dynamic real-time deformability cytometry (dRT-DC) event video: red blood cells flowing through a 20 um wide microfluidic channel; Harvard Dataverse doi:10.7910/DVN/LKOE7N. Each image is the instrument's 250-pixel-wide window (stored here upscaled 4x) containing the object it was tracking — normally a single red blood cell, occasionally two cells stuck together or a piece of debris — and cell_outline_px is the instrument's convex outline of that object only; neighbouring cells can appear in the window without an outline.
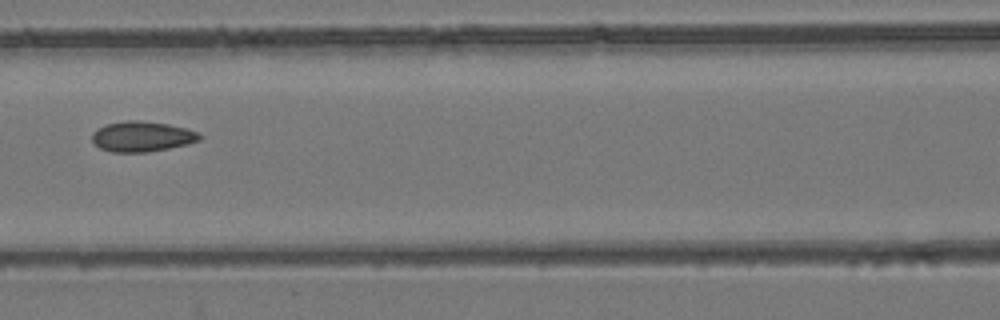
{"species": "common noctule bat (a hibernating species)", "species_latin": "Nyctalus noctula", "temperature_condition": "room temperature", "stored_images_in_passage": 4, "camera_frame_rate_fps": 3000, "um_per_image_px": 0.085, "animal": {"sex": "female", "body_mass_g": 24.6, "forearm_length_mm": 56.2}, "frame": {"image": 1, "passage_image": 3, "time_ms": 2.333, "image_size_px": [1000, 320], "cell_outline_px": [[200, 140], [188, 144], [148, 152], [112, 152], [100, 148], [92, 140], [92, 132], [104, 124], [128, 120], [136, 120], [168, 124], [200, 132]], "centroid_in_image_um": [12.06, 11.6], "position_along_channel_um": 154.5, "area_um2": 18.96}}
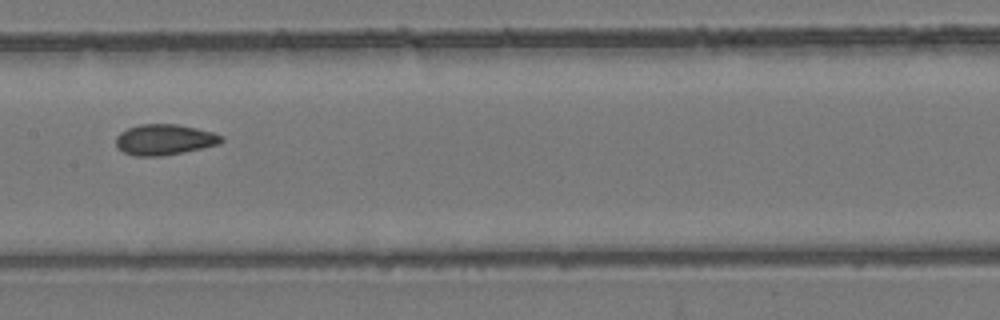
{"frame": {"image": 2, "passage_image": 4, "time_ms": 3.333, "image_size_px": [1000, 320], "cell_outline_px": [[224, 140], [220, 144], [204, 148], [184, 152], [160, 156], [136, 156], [124, 152], [116, 148], [116, 136], [120, 132], [128, 128], [140, 124], [176, 124], [196, 128], [212, 132], [224, 136]], "centroid_in_image_um": [13.99, 11.87], "position_along_channel_um": 193.4, "area_um2": 19.02}}